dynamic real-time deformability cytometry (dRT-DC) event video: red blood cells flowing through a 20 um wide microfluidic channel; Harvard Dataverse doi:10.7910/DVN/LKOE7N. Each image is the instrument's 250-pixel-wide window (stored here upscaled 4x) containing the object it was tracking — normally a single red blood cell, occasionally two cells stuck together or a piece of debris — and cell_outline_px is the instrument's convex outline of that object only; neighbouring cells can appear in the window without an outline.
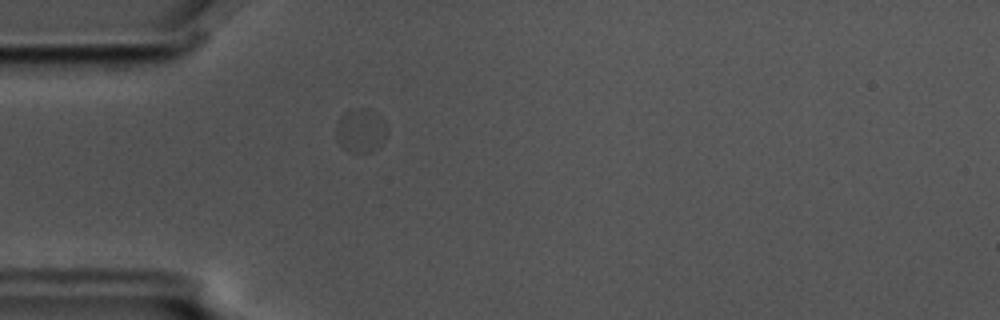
{"species": "common noctule bat (a hibernating species)", "species_latin": "Nyctalus noctula", "temperature_condition": "cold", "stored_images_in_passage": 1, "camera_frame_rate_fps": 3000, "um_per_image_px": 0.085, "animal": {"sex": "male", "body_mass_g": 17.5, "forearm_length_mm": 52.3}, "frame": {"image": 1, "passage_image": 1, "time_ms": 0.0, "image_size_px": [1000, 320], "cell_outline_px": [[388, 128], [384, 136], [380, 140], [364, 152], [356, 152], [344, 148], [336, 140], [336, 128], [340, 116], [344, 112], [356, 108], [368, 108], [376, 112], [380, 116]], "centroid_in_image_um": [30.6, 11.0], "position_along_channel_um": 54.4, "area_um2": 12.37}}